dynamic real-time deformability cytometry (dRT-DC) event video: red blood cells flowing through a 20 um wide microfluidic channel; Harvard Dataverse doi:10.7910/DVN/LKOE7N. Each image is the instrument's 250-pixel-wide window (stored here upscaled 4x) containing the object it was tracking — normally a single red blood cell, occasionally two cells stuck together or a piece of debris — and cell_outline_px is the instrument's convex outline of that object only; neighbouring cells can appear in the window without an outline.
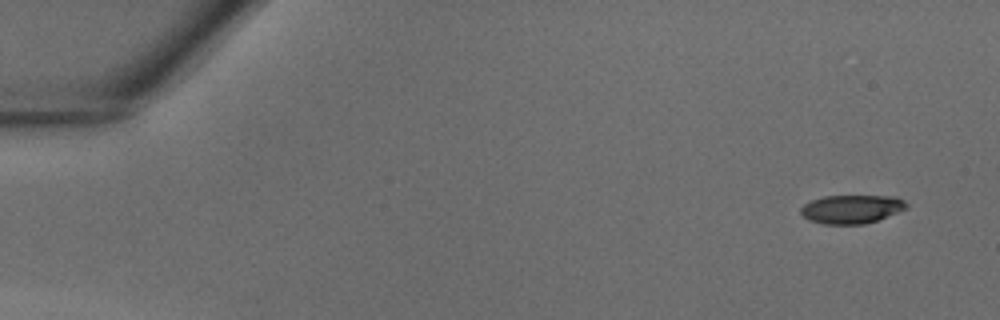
{"species": "common noctule bat (a hibernating species)", "species_latin": "Nyctalus noctula", "temperature_condition": "warm", "stored_images_in_passage": 12, "camera_frame_rate_fps": 3000, "um_per_image_px": 0.085, "animal": {"sex": "male", "body_mass_g": 18.8}, "frame": {"image": 1, "passage_image": 1, "time_ms": 0.0, "image_size_px": [1000, 320], "cell_outline_px": [[908, 204], [904, 208], [896, 212], [876, 220], [864, 224], [824, 224], [808, 220], [800, 212], [800, 208], [804, 204], [812, 200], [824, 196], [896, 196], [904, 200]], "centroid_in_image_um": [72.34, 17.77], "position_along_channel_um": 12.7, "area_um2": 17.4}}
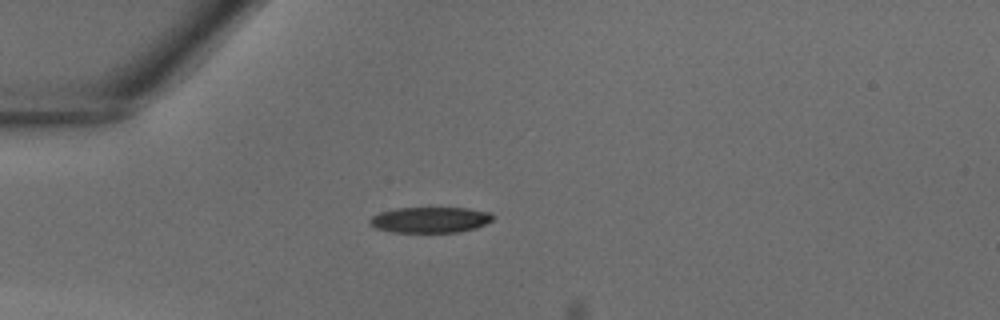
{"frame": {"image": 2, "passage_image": 10, "time_ms": 3.0, "image_size_px": [1000, 320], "cell_outline_px": [[496, 216], [492, 220], [476, 228], [460, 232], [392, 232], [376, 228], [368, 224], [368, 220], [372, 216], [380, 212], [396, 208], [468, 208], [488, 212]], "centroid_in_image_um": [36.55, 18.68], "position_along_channel_um": 48.5, "area_um2": 18.55}}